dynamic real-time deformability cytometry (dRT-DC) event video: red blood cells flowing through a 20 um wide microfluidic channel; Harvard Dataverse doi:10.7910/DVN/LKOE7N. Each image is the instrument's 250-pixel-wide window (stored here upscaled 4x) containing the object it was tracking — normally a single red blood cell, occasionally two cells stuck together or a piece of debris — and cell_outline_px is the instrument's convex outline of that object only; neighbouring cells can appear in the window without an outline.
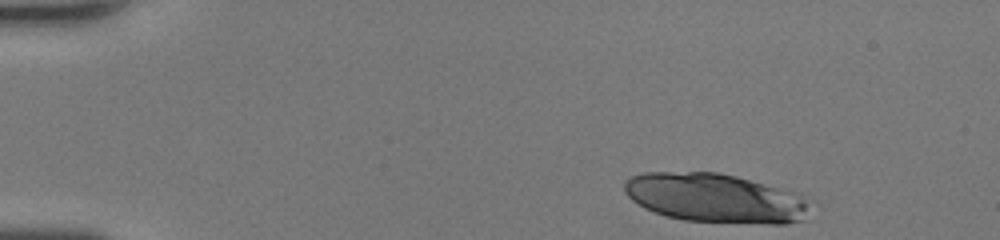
{"species": "human", "species_latin": "Homo sapiens", "temperature_condition": "room temperature", "stored_images_in_passage": 37, "camera_frame_rate_fps": 3000, "um_per_image_px": 0.085, "donor": {"sex": "female"}, "frame": {"image": 1, "passage_image": 1, "time_ms": 0.0, "image_size_px": [1000, 240], "cell_outline_px": [[812, 204], [804, 220], [784, 224], [768, 224], [684, 220], [668, 216], [644, 208], [632, 200], [624, 192], [624, 180], [632, 176], [644, 172], [716, 172], [736, 176], [800, 192], [812, 200]], "centroid_in_image_um": [60.89, 16.83], "position_along_channel_um": 24.1, "area_um2": 53.87}}
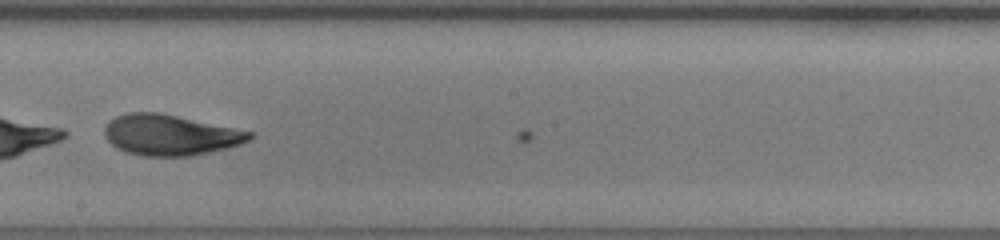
{"frame": {"image": 2, "passage_image": 23, "time_ms": 7.333, "image_size_px": [1000, 240], "cell_outline_px": [[252, 136], [248, 140], [240, 144], [228, 148], [188, 156], [144, 156], [128, 152], [116, 148], [104, 136], [104, 128], [108, 120], [116, 116], [128, 112], [160, 112], [252, 132]], "centroid_in_image_um": [14.41, 11.46], "position_along_channel_um": 233.8, "area_um2": 34.22}}
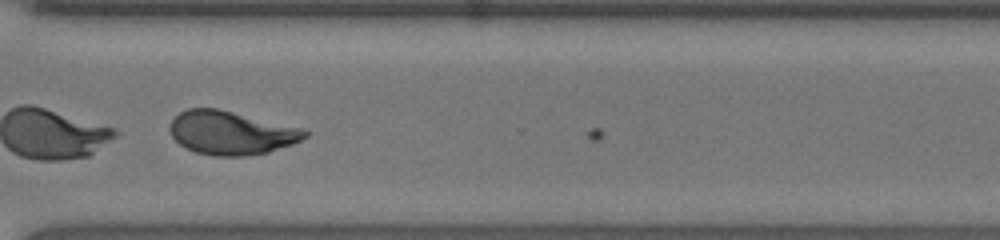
{"frame": {"image": 3, "passage_image": 31, "time_ms": 10.0, "image_size_px": [1000, 240], "cell_outline_px": [[308, 136], [292, 144], [268, 152], [244, 156], [212, 156], [196, 152], [180, 144], [172, 136], [168, 128], [172, 120], [180, 112], [188, 108], [216, 108], [304, 128], [308, 132]], "centroid_in_image_um": [19.65, 11.29], "position_along_channel_um": 351.0, "area_um2": 34.16}, "authors_computed_cell_mechanics": {"area_um2": 34.7956, "velocity_mm_per_s": 4.3638, "shape_relaxation_time_tau1_ms": 1.2794, "shape_relaxation_time_tau2_ms": 1.1378, "deformation_change_tau1": 0.2971, "deformation_change_tau2": 0.0833}}